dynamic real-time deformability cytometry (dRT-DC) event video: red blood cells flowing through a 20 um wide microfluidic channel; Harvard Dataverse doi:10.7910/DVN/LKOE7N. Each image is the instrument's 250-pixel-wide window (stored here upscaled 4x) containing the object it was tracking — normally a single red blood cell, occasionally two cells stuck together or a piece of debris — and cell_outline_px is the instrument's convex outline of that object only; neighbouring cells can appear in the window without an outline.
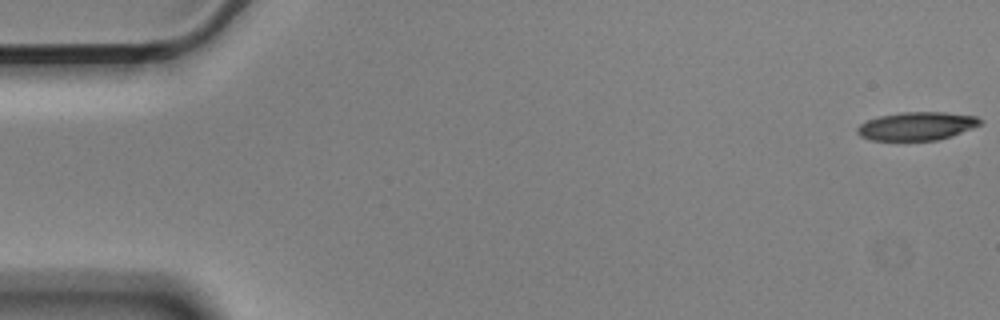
{"species": "Egyptian fruit bat (a non-hibernating species)", "species_latin": "Rousettus aegyptiacus", "temperature_condition": "cold", "stored_images_in_passage": 56, "camera_frame_rate_fps": 3000, "um_per_image_px": 0.085, "animal": {"sex": "male"}, "frame": {"image": 1, "passage_image": 1, "time_ms": 0.0, "image_size_px": [1000, 320], "cell_outline_px": [[984, 120], [980, 124], [972, 128], [952, 136], [936, 140], [872, 140], [860, 136], [856, 132], [856, 128], [860, 124], [868, 120], [880, 116], [904, 112], [944, 112], [976, 116]], "centroid_in_image_um": [77.94, 10.72], "position_along_channel_um": 7.1, "area_um2": 20.17}}
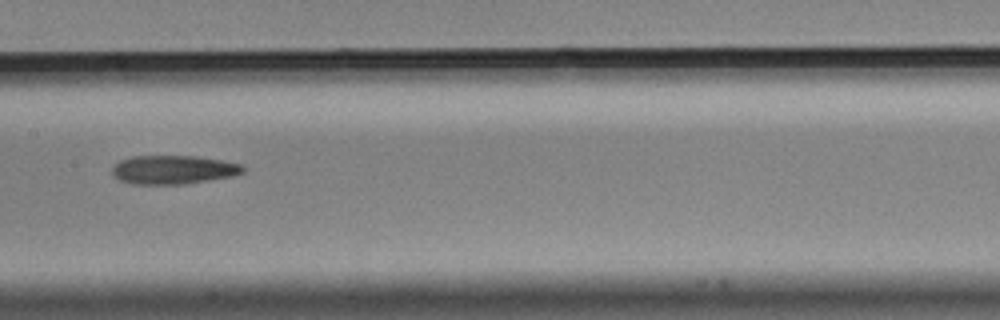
{"frame": {"image": 2, "passage_image": 28, "time_ms": 9.0, "image_size_px": [1000, 320], "cell_outline_px": [[244, 172], [232, 176], [184, 184], [132, 184], [120, 180], [112, 172], [112, 168], [120, 160], [132, 156], [196, 156], [220, 160], [240, 164], [244, 168]], "centroid_in_image_um": [14.72, 14.42], "position_along_channel_um": 192.7, "area_um2": 21.68}}
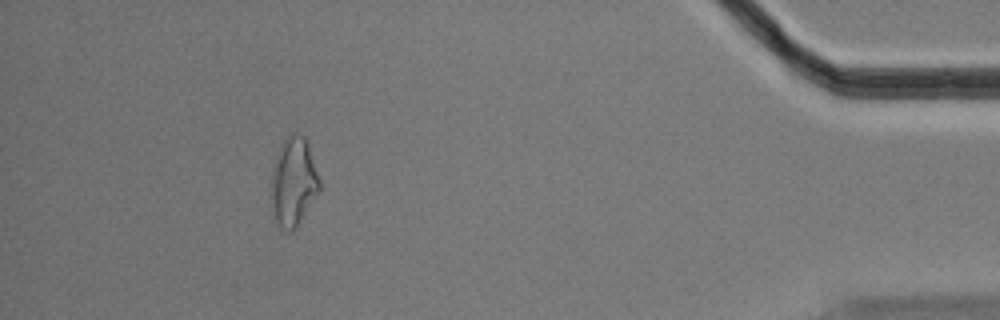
{"frame": {"image": 3, "passage_image": 51, "time_ms": 16.667, "image_size_px": [1000, 320], "cell_outline_px": [[320, 188], [296, 228], [288, 232], [280, 228], [272, 220], [272, 168], [276, 152], [288, 132], [296, 132], [304, 136], [308, 144], [320, 180]], "centroid_in_image_um": [24.91, 15.44], "position_along_channel_um": 410.3, "area_um2": 25.2}}